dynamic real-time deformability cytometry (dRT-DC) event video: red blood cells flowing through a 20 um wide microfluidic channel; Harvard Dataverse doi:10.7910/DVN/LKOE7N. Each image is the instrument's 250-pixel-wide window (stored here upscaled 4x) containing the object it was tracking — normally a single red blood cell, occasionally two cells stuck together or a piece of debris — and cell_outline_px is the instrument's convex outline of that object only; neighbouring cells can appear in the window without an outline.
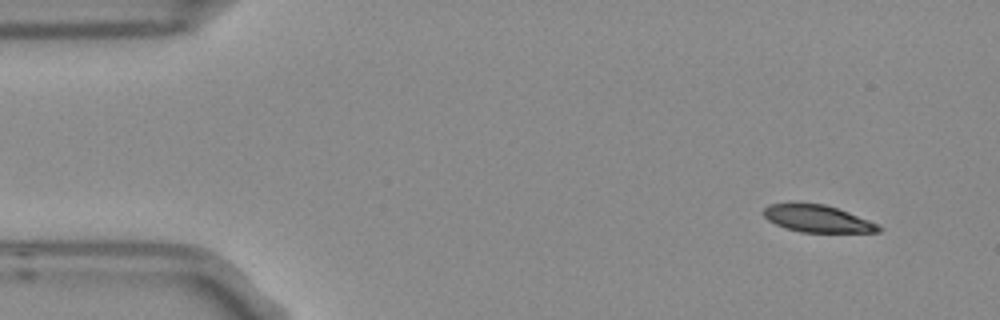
{"species": "Egyptian fruit bat (a non-hibernating species)", "species_latin": "Rousettus aegyptiacus", "temperature_condition": "room temperature", "stored_images_in_passage": 5, "segment_of_instrument_passage": [1, 2], "camera_frame_rate_fps": 3000, "um_per_image_px": 0.085, "frame": {"image": 1, "passage_image": 1, "time_ms": 0.0, "image_size_px": [1000, 320], "cell_outline_px": [[884, 228], [880, 232], [800, 232], [784, 228], [768, 220], [764, 216], [764, 208], [768, 204], [792, 200], [824, 204], [848, 212], [868, 220]], "centroid_in_image_um": [69.4, 18.54], "position_along_channel_um": 15.6, "area_um2": 18.67}}